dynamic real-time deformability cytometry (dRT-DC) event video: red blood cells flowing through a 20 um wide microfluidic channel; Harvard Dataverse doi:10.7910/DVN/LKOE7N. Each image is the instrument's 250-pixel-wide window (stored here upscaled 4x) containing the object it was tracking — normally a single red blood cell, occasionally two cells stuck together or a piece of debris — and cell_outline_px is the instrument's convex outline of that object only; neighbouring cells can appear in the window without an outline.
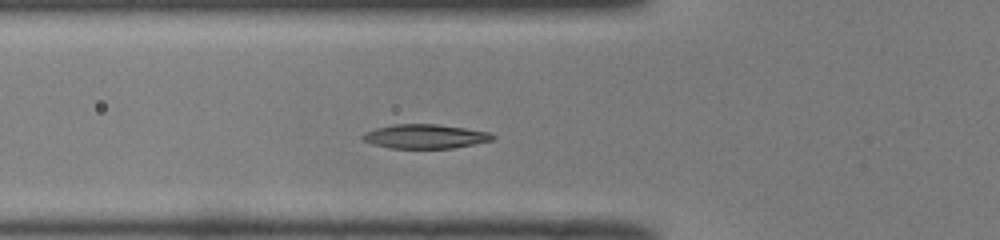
{"species": "common noctule bat (a hibernating species)", "species_latin": "Nyctalus noctula", "temperature_condition": "room temperature", "stored_images_in_passage": 40, "camera_frame_rate_fps": 3000, "um_per_image_px": 0.085, "animal": {"sex": "male", "body_mass_g": 19.0, "forearm_length_mm": 50.8}, "frame": {"image": 1, "passage_image": 7, "time_ms": 2.0, "image_size_px": [1000, 240], "cell_outline_px": [[496, 136], [492, 140], [452, 148], [392, 148], [372, 144], [364, 140], [360, 136], [364, 132], [376, 128], [396, 124], [436, 124], [492, 132]], "centroid_in_image_um": [36.13, 11.59], "position_along_channel_um": 89.7, "area_um2": 18.21}}
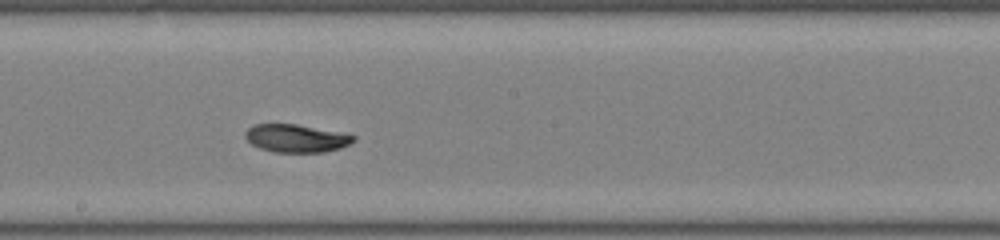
{"frame": {"image": 2, "passage_image": 17, "time_ms": 5.333, "image_size_px": [1000, 240], "cell_outline_px": [[356, 140], [340, 148], [324, 152], [276, 152], [260, 148], [252, 144], [244, 136], [244, 132], [248, 128], [256, 124], [296, 124], [356, 136]], "centroid_in_image_um": [25.15, 11.76], "position_along_channel_um": 223.1, "area_um2": 17.34}}
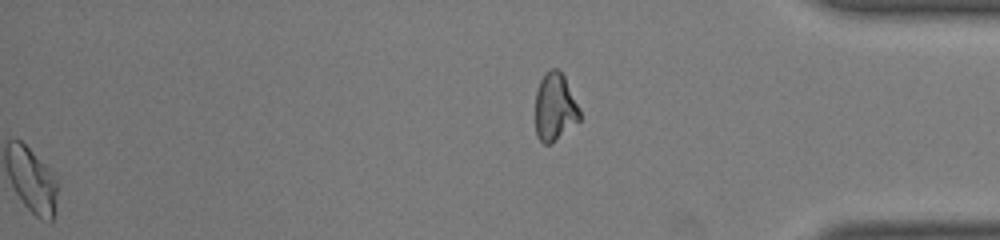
{"frame": {"image": 3, "passage_image": 40, "time_ms": 13.0, "image_size_px": [1000, 240], "cell_outline_px": [[580, 120], [552, 144], [544, 144], [536, 136], [536, 92], [540, 80], [552, 68], [556, 68], [564, 76], [580, 108]], "centroid_in_image_um": [47.17, 9.14], "position_along_channel_um": 388.0, "area_um2": 17.46}, "authors_computed_cell_mechanics": {"area_um2": 18.0914, "velocity_mm_per_s": 4.0047, "shape_relaxation_time_tau1_ms": 3.2485, "shape_relaxation_time_tau2_ms": 7.6489, "deformation_change_tau1": 0.1395, "deformation_change_tau2": 0.0573}}